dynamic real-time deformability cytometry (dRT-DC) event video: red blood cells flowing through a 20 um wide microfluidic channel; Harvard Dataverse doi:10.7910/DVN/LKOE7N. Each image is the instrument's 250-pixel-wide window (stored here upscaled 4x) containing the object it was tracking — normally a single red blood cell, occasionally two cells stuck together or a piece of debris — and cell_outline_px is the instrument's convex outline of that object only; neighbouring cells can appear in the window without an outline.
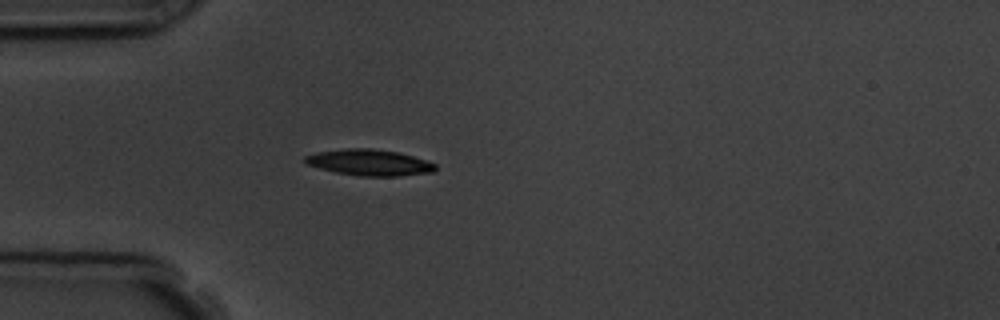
{"species": "common noctule bat (a hibernating species)", "species_latin": "Nyctalus noctula", "temperature_condition": "room temperature", "stored_images_in_passage": 1, "camera_frame_rate_fps": 3000, "um_per_image_px": 0.085, "animal": {"sex": "male", "body_mass_g": 19.5, "forearm_length_mm": 54.6}, "frame": {"image": 1, "passage_image": 1, "time_ms": 0.0, "image_size_px": [1000, 320], "cell_outline_px": [[436, 168], [432, 172], [400, 176], [360, 176], [336, 172], [320, 168], [308, 164], [304, 160], [304, 156], [316, 152], [344, 148], [372, 148], [400, 152], [436, 164]], "centroid_in_image_um": [31.39, 13.8], "position_along_channel_um": 53.6, "area_um2": 19.83}}